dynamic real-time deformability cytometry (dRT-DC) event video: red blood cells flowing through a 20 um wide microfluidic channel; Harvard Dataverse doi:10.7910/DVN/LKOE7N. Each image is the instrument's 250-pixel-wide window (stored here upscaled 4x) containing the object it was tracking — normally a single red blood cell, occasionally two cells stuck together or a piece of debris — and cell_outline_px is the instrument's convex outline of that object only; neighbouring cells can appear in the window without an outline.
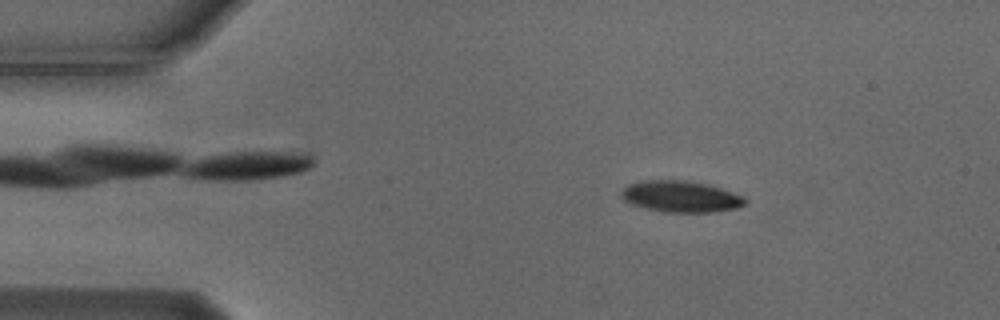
{"species": "Egyptian fruit bat (a non-hibernating species)", "species_latin": "Rousettus aegyptiacus", "temperature_condition": "cold", "stored_images_in_passage": 52, "camera_frame_rate_fps": 3000, "um_per_image_px": 0.085, "animal": {"sex": "male"}, "frame": {"image": 1, "passage_image": 6, "time_ms": 1.667, "image_size_px": [1000, 320], "cell_outline_px": [[748, 200], [744, 204], [736, 208], [712, 212], [664, 212], [632, 204], [624, 200], [620, 196], [620, 192], [628, 184], [644, 180], [688, 180], [708, 184], [744, 196]], "centroid_in_image_um": [57.87, 16.69], "position_along_channel_um": 27.1, "area_um2": 22.6}}
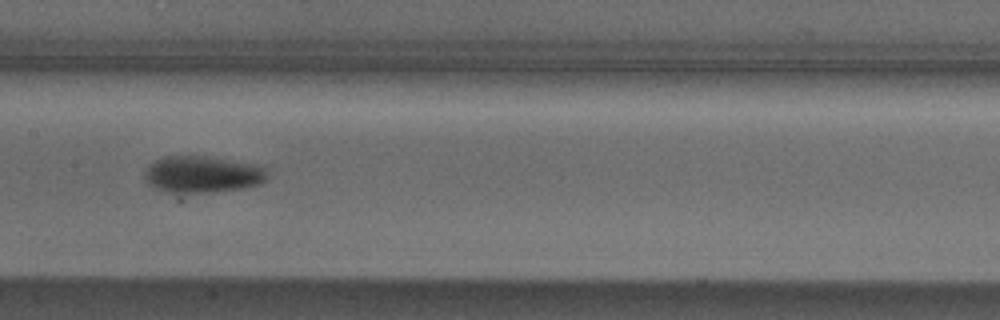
{"frame": {"image": 2, "passage_image": 24, "time_ms": 7.667, "image_size_px": [1000, 320], "cell_outline_px": [[268, 176], [260, 184], [244, 188], [208, 192], [168, 192], [156, 188], [148, 184], [144, 176], [144, 172], [148, 164], [164, 156], [204, 156], [256, 164], [264, 168], [268, 172]], "centroid_in_image_um": [17.19, 14.81], "position_along_channel_um": 190.2, "area_um2": 26.18}}
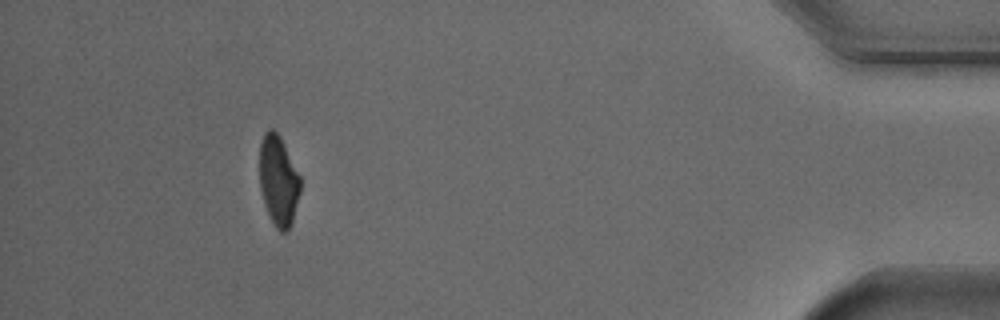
{"frame": {"image": 3, "passage_image": 47, "time_ms": 15.333, "image_size_px": [1000, 320], "cell_outline_px": [[300, 192], [292, 224], [288, 232], [280, 232], [276, 228], [264, 204], [260, 188], [260, 144], [264, 132], [268, 128], [272, 128], [280, 136], [300, 176]], "centroid_in_image_um": [23.67, 15.36], "position_along_channel_um": 411.5, "area_um2": 21.44}, "authors_computed_cell_mechanics": {"area_um2": 23.2934, "velocity_mm_per_s": 3.7234, "shape_relaxation_time_tau1_ms": 1.8194, "shape_relaxation_time_tau2_ms": null, "deformation_change_tau1": 0.1191, "deformation_change_tau2": null}}